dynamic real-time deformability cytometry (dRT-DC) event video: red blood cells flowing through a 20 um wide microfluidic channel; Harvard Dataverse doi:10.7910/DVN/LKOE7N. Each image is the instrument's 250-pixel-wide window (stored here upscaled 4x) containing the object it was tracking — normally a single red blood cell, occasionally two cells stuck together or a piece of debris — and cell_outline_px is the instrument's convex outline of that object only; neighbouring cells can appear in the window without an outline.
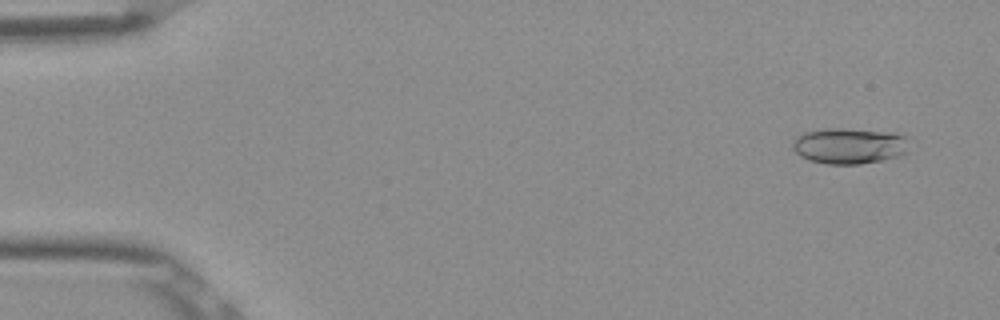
{"species": "Egyptian fruit bat (a non-hibernating species)", "species_latin": "Rousettus aegyptiacus", "temperature_condition": "room temperature", "stored_images_in_passage": 6, "camera_frame_rate_fps": 3000, "um_per_image_px": 0.085, "frame": {"image": 1, "passage_image": 2, "time_ms": 0.333, "image_size_px": [1000, 320], "cell_outline_px": [[908, 152], [900, 156], [860, 164], [828, 164], [808, 160], [800, 156], [792, 148], [792, 140], [796, 136], [804, 132], [828, 128], [840, 128], [892, 132], [904, 136]], "centroid_in_image_um": [72.14, 12.4], "position_along_channel_um": 12.9, "area_um2": 24.39}}
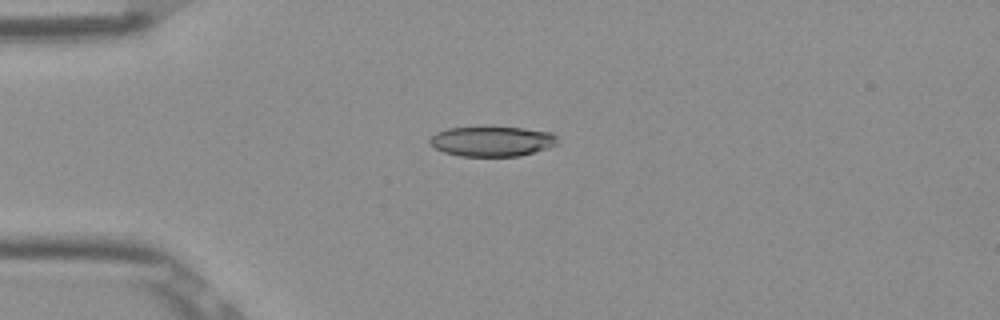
{"frame": {"image": 2, "passage_image": 4, "time_ms": 1.0, "image_size_px": [1000, 320], "cell_outline_px": [[556, 144], [520, 156], [460, 156], [444, 152], [436, 148], [428, 140], [436, 132], [448, 128], [524, 128], [552, 132], [556, 136]], "centroid_in_image_um": [41.8, 12.02], "position_along_channel_um": 43.2, "area_um2": 21.85}}
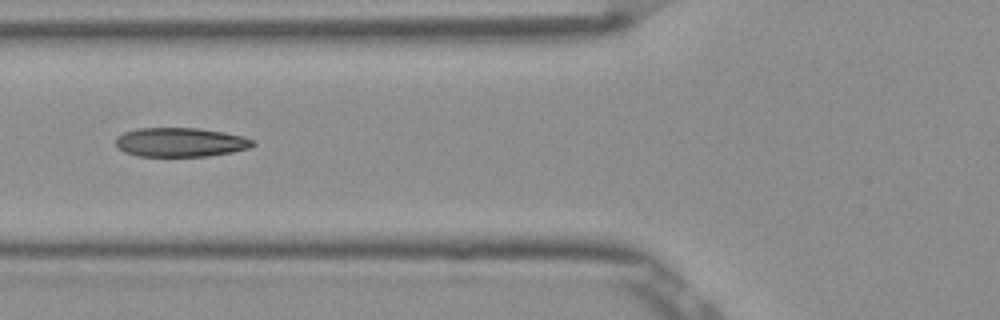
{"frame": {"image": 3, "passage_image": 6, "time_ms": 1.667, "image_size_px": [1000, 320], "cell_outline_px": [[256, 144], [248, 148], [232, 152], [208, 156], [136, 156], [124, 152], [116, 148], [116, 136], [124, 132], [136, 128], [200, 128], [224, 132], [244, 136], [256, 140]], "centroid_in_image_um": [15.33, 12.09], "position_along_channel_um": 110.5, "area_um2": 23.58}}